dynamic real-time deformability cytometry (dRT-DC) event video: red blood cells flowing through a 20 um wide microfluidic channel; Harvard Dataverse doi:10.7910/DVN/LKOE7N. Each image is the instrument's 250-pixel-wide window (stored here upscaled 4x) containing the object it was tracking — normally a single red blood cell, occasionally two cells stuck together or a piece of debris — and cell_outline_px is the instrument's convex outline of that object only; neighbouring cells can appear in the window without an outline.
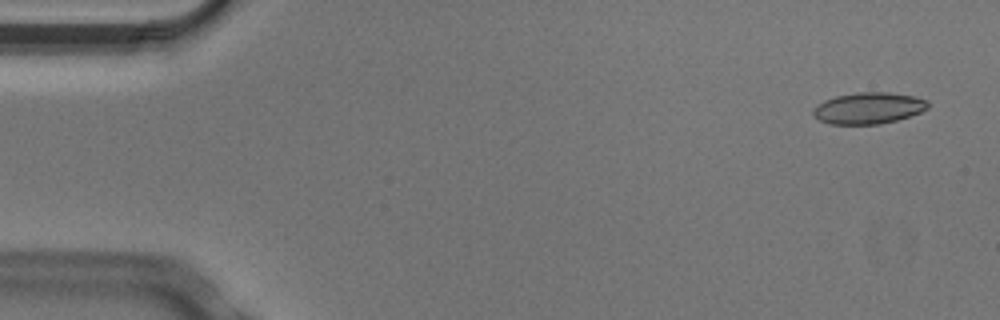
{"species": "Egyptian fruit bat (a non-hibernating species)", "species_latin": "Rousettus aegyptiacus", "temperature_condition": "cold", "stored_images_in_passage": 5, "camera_frame_rate_fps": 3000, "um_per_image_px": 0.085, "animal": {"sex": "male"}, "frame": {"image": 1, "passage_image": 1, "time_ms": 0.0, "image_size_px": [1000, 320], "cell_outline_px": [[928, 108], [920, 112], [896, 120], [880, 124], [828, 124], [812, 116], [812, 108], [816, 104], [824, 100], [836, 96], [856, 92], [888, 92], [916, 96], [928, 100]], "centroid_in_image_um": [73.78, 9.18], "position_along_channel_um": 11.2, "area_um2": 21.21}}